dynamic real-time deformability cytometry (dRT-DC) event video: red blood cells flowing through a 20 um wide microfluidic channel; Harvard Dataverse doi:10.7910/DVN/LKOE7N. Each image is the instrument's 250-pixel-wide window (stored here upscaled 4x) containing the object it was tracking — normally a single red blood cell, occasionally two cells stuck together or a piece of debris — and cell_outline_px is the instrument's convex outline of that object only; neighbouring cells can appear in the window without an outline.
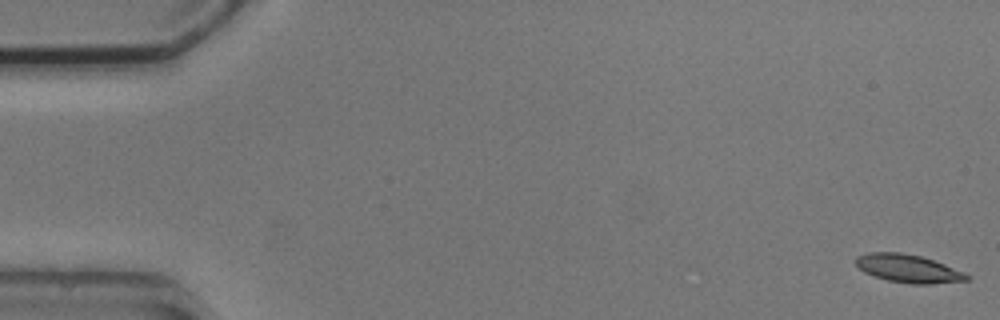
{"species": "common noctule bat (a hibernating species)", "species_latin": "Nyctalus noctula", "temperature_condition": "cold", "stored_images_in_passage": 4, "camera_frame_rate_fps": 3000, "um_per_image_px": 0.085, "animal": {"sex": "male", "body_mass_g": 20.5, "forearm_length_mm": 52.5}, "frame": {"image": 1, "passage_image": 1, "time_ms": 0.0, "image_size_px": [1000, 320], "cell_outline_px": [[972, 280], [932, 284], [912, 284], [888, 280], [864, 272], [856, 264], [856, 256], [868, 252], [900, 252], [920, 256], [944, 264], [964, 272], [972, 276]], "centroid_in_image_um": [77.24, 22.83], "position_along_channel_um": 7.8, "area_um2": 18.15}}
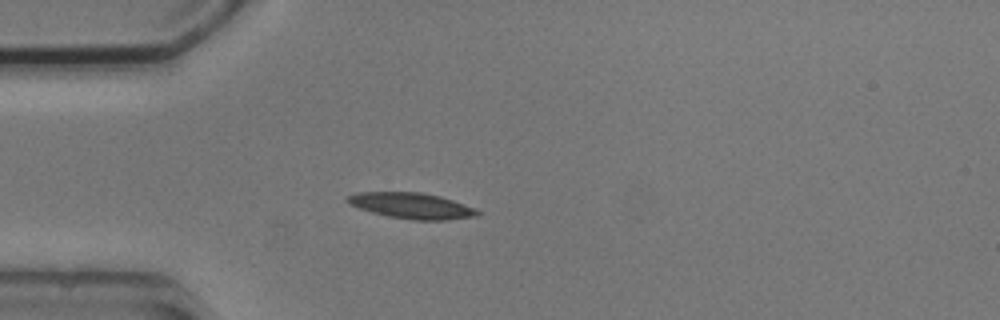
{"frame": {"image": 2, "passage_image": 4, "time_ms": 4.667, "image_size_px": [1000, 320], "cell_outline_px": [[484, 212], [480, 216], [432, 224], [388, 216], [372, 212], [348, 204], [344, 200], [348, 196], [356, 192], [420, 192], [440, 196], [464, 204]], "centroid_in_image_um": [35.1, 17.54], "position_along_channel_um": 49.9, "area_um2": 20.58}}